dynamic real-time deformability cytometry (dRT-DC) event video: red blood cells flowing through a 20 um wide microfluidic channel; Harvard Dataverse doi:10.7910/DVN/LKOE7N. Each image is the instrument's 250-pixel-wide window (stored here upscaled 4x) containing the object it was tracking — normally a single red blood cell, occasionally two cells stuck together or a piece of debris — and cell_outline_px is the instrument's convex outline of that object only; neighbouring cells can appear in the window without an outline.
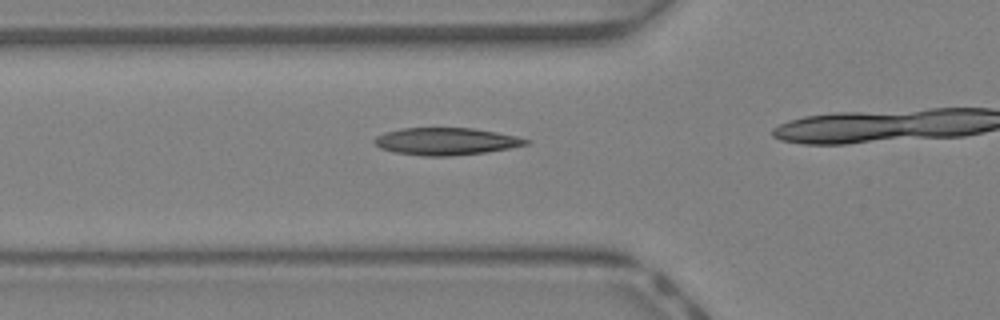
{"species": "Egyptian fruit bat (a non-hibernating species)", "species_latin": "Rousettus aegyptiacus", "temperature_condition": "warm", "stored_images_in_passage": 6, "camera_frame_rate_fps": 3000, "um_per_image_px": 0.085, "animal": {"sex": "female"}, "frame": {"image": 1, "passage_image": 2, "time_ms": 0.333, "image_size_px": [1000, 320], "cell_outline_px": [[532, 140], [528, 144], [488, 152], [452, 156], [424, 156], [392, 152], [380, 148], [372, 140], [376, 136], [384, 132], [400, 128], [472, 128], [496, 132], [516, 136]], "centroid_in_image_um": [37.88, 12.02], "position_along_channel_um": 87.9, "area_um2": 24.22}}
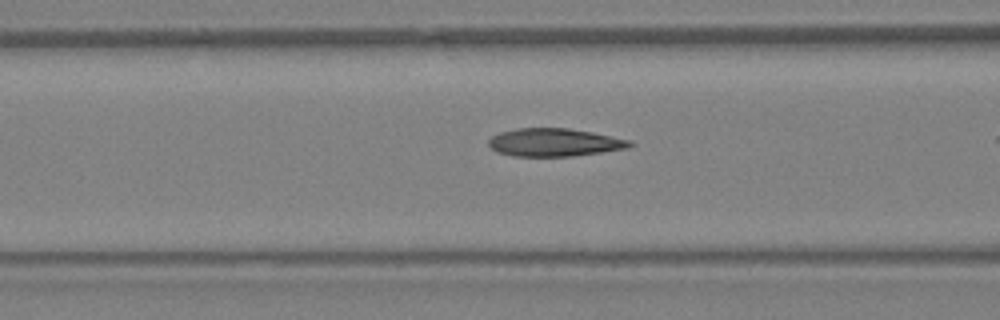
{"frame": {"image": 2, "passage_image": 4, "time_ms": 1.0, "image_size_px": [1000, 320], "cell_outline_px": [[636, 144], [628, 148], [572, 156], [512, 156], [496, 152], [488, 144], [488, 140], [492, 136], [500, 132], [516, 128], [568, 128], [592, 132], [632, 140]], "centroid_in_image_um": [47.13, 12.1], "position_along_channel_um": 119.5, "area_um2": 23.12}}